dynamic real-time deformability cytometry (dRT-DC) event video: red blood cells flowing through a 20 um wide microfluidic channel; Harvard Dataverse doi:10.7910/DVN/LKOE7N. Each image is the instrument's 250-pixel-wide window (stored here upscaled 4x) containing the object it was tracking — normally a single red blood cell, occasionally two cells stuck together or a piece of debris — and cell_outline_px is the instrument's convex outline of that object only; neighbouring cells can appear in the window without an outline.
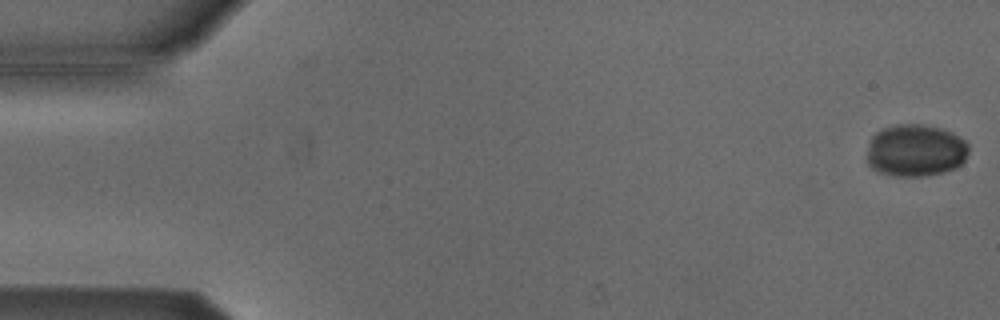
{"species": "Egyptian fruit bat (a non-hibernating species)", "species_latin": "Rousettus aegyptiacus", "temperature_condition": "cold", "stored_images_in_passage": 53, "camera_frame_rate_fps": 3000, "um_per_image_px": 0.085, "animal": {"sex": "male"}, "frame": {"image": 1, "passage_image": 1, "time_ms": 0.0, "image_size_px": [1000, 320], "cell_outline_px": [[968, 152], [964, 160], [956, 168], [944, 172], [924, 176], [896, 176], [880, 172], [872, 168], [868, 164], [868, 144], [872, 136], [876, 132], [884, 128], [896, 124], [920, 124], [940, 128], [952, 132], [960, 136], [968, 144]], "centroid_in_image_um": [77.83, 12.78], "position_along_channel_um": 7.2, "area_um2": 31.04}}
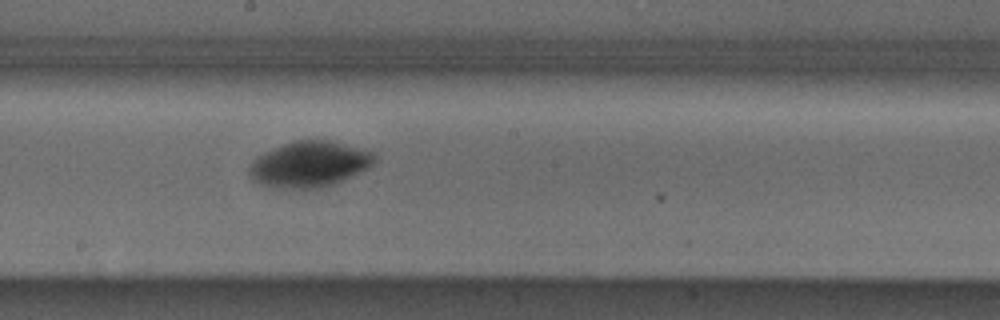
{"frame": {"image": 2, "passage_image": 29, "time_ms": 9.333, "image_size_px": [1000, 320], "cell_outline_px": [[376, 160], [368, 168], [324, 188], [268, 188], [252, 180], [248, 172], [248, 168], [252, 160], [264, 152], [284, 144], [296, 140], [328, 140], [372, 152], [376, 156]], "centroid_in_image_um": [26.24, 13.98], "position_along_channel_um": 222.0, "area_um2": 33.29}}
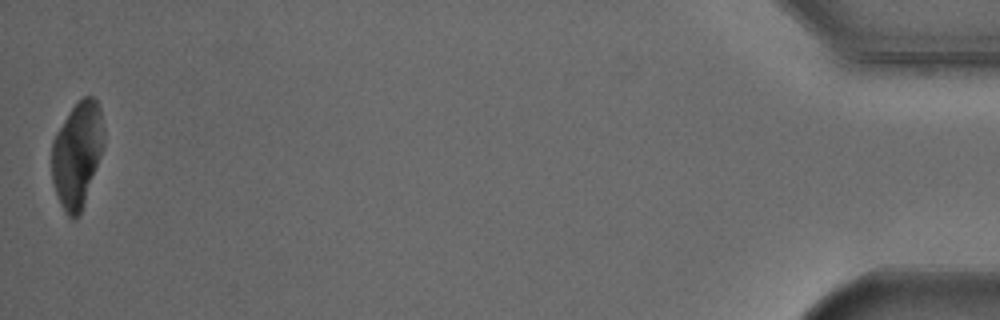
{"frame": {"image": 3, "passage_image": 53, "time_ms": 17.333, "image_size_px": [1000, 320], "cell_outline_px": [[104, 148], [80, 212], [72, 220], [68, 216], [60, 204], [52, 180], [52, 140], [56, 132], [72, 108], [84, 96], [92, 96], [96, 100], [100, 108], [104, 132]], "centroid_in_image_um": [6.56, 13.1], "position_along_channel_um": 428.6, "area_um2": 31.73}}